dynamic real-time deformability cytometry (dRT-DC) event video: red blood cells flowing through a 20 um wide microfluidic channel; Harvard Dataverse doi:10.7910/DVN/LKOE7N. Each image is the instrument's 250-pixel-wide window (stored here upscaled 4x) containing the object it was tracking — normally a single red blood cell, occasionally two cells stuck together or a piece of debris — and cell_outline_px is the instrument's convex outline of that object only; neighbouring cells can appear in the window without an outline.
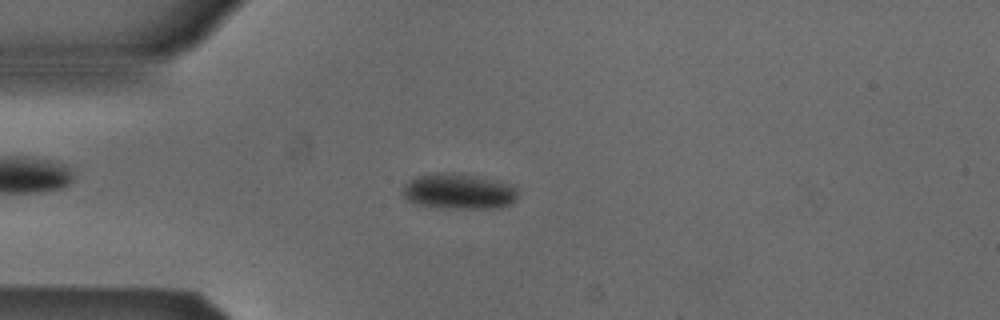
{"species": "Egyptian fruit bat (a non-hibernating species)", "species_latin": "Rousettus aegyptiacus", "temperature_condition": "cold", "stored_images_in_passage": 36, "camera_frame_rate_fps": 3000, "um_per_image_px": 0.085, "animal": {"sex": "male"}, "frame": {"image": 1, "passage_image": 1, "time_ms": 0.0, "image_size_px": [1000, 320], "cell_outline_px": [[516, 200], [512, 204], [500, 208], [440, 208], [420, 204], [408, 200], [400, 192], [404, 184], [408, 180], [416, 176], [436, 172], [452, 172], [472, 176], [504, 184], [516, 188]], "centroid_in_image_um": [38.9, 16.28], "position_along_channel_um": 46.1, "area_um2": 23.58}}
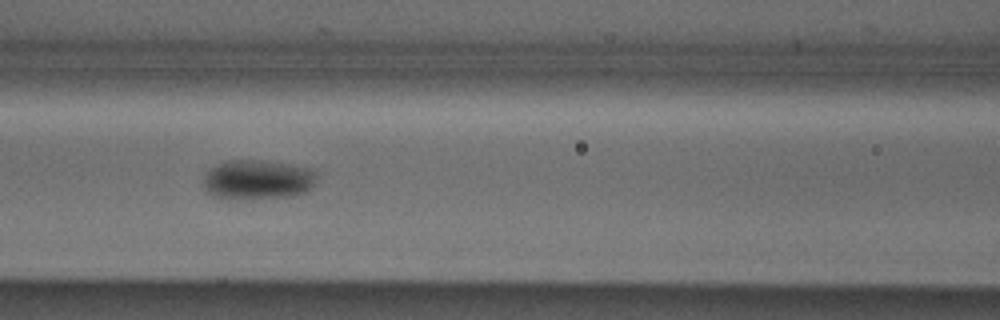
{"frame": {"image": 2, "passage_image": 10, "time_ms": 3.0, "image_size_px": [1000, 320], "cell_outline_px": [[316, 180], [308, 192], [292, 196], [228, 200], [224, 200], [208, 192], [204, 188], [204, 176], [212, 168], [228, 160], [260, 160], [312, 168], [316, 172]], "centroid_in_image_um": [21.92, 15.29], "position_along_channel_um": 144.7, "area_um2": 26.24}}
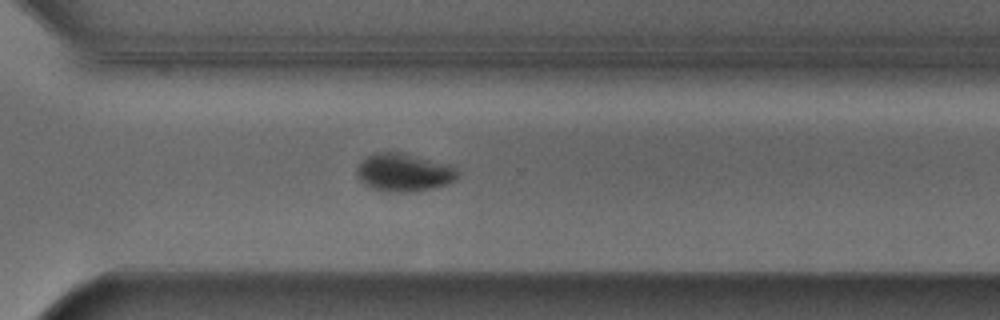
{"frame": {"image": 3, "passage_image": 25, "time_ms": 8.0, "image_size_px": [1000, 320], "cell_outline_px": [[460, 172], [456, 180], [448, 184], [432, 188], [408, 192], [388, 192], [372, 188], [364, 184], [356, 176], [356, 168], [368, 156], [376, 152], [396, 152], [452, 164]], "centroid_in_image_um": [34.36, 14.67], "position_along_channel_um": 336.2, "area_um2": 22.37}, "authors_computed_cell_mechanics": {"area_um2": 23.7847, "velocity_mm_per_s": 3.8366, "shape_relaxation_time_tau1_ms": 1.5508, "shape_relaxation_time_tau2_ms": null, "deformation_change_tau1": 0.0621, "deformation_change_tau2": null}}